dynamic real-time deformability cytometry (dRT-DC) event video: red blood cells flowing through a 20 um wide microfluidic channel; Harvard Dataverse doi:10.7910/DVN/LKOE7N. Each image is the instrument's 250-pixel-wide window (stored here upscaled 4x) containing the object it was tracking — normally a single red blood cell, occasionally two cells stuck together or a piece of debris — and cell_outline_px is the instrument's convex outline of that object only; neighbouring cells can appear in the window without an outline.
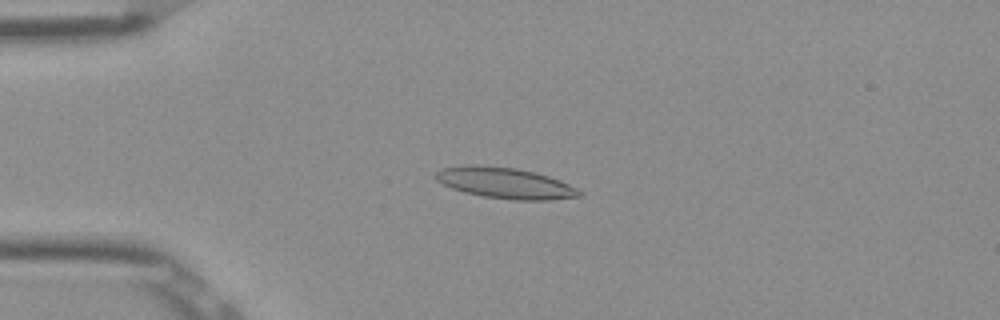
{"species": "Egyptian fruit bat (a non-hibernating species)", "species_latin": "Rousettus aegyptiacus", "temperature_condition": "room temperature", "stored_images_in_passage": 52, "camera_frame_rate_fps": 3000, "um_per_image_px": 0.085, "frame": {"image": 1, "passage_image": 13, "time_ms": 4.0, "image_size_px": [1000, 320], "cell_outline_px": [[584, 196], [548, 200], [516, 200], [484, 196], [464, 192], [452, 188], [436, 180], [436, 172], [440, 168], [464, 164], [480, 164], [516, 168], [548, 176], [560, 180], [584, 192]], "centroid_in_image_um": [42.93, 15.54], "position_along_channel_um": 42.1, "area_um2": 26.01}}
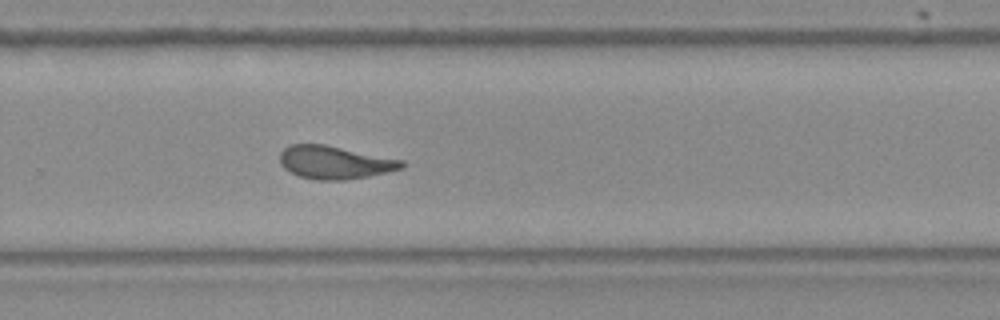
{"frame": {"image": 2, "passage_image": 35, "time_ms": 11.333, "image_size_px": [1000, 320], "cell_outline_px": [[404, 168], [368, 176], [344, 180], [316, 180], [300, 176], [284, 168], [280, 164], [280, 152], [288, 144], [324, 144], [404, 160]], "centroid_in_image_um": [28.44, 13.8], "position_along_channel_um": 301.4, "area_um2": 23.41}}
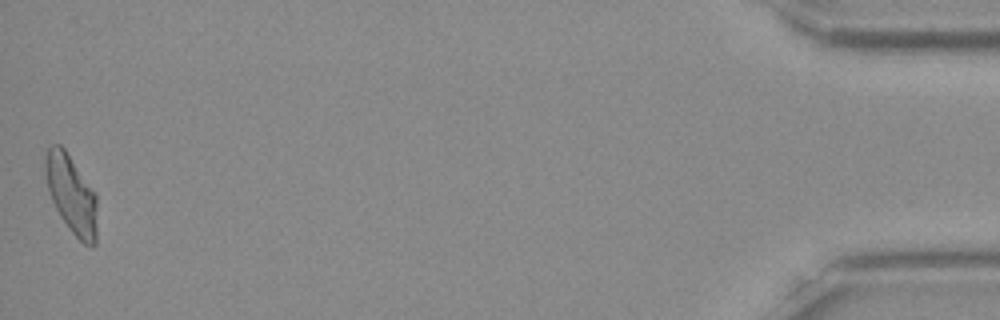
{"frame": {"image": 3, "passage_image": 52, "time_ms": 17.0, "image_size_px": [1000, 320], "cell_outline_px": [[96, 244], [92, 248], [84, 244], [72, 232], [60, 216], [52, 200], [48, 188], [44, 172], [44, 156], [48, 148], [52, 144], [60, 144], [64, 148], [96, 192]], "centroid_in_image_um": [6.06, 16.5], "position_along_channel_um": 429.1, "area_um2": 23.76}, "authors_computed_cell_mechanics": {"area_um2": 23.698, "velocity_mm_per_s": 3.8931, "shape_relaxation_time_tau1_ms": 11.1118, "shape_relaxation_time_tau2_ms": 1.7425, "deformation_change_tau1": 0.2799, "deformation_change_tau2": 0.088}}